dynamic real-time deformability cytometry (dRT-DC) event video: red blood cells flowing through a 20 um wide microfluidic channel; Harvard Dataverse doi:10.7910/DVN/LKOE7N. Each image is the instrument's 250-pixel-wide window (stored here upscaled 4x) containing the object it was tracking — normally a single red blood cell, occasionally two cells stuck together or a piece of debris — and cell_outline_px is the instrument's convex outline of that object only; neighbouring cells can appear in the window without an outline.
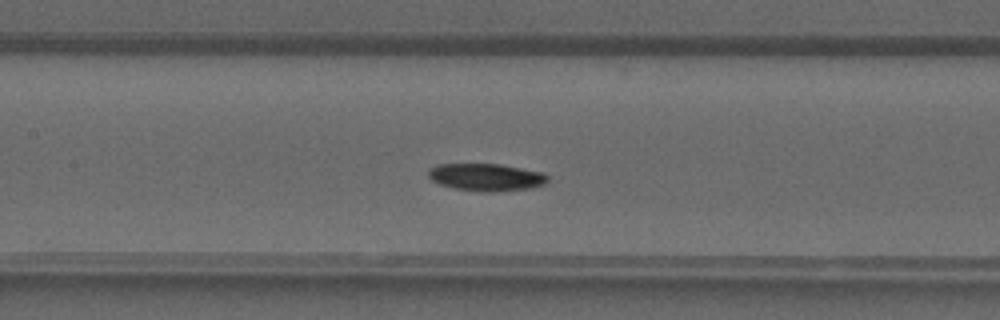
{"species": "common noctule bat (a hibernating species)", "species_latin": "Nyctalus noctula", "temperature_condition": "warm", "stored_images_in_passage": 39, "segment_of_instrument_passage": [1, 2], "camera_frame_rate_fps": 3000, "um_per_image_px": 0.085, "animal": {"sex": "male", "forearm_length_mm": 52.5}, "frame": {"image": 1, "passage_image": 16, "time_ms": 5.0, "image_size_px": [1000, 320], "cell_outline_px": [[548, 180], [544, 184], [532, 188], [492, 192], [484, 192], [452, 188], [440, 184], [432, 180], [428, 176], [428, 168], [436, 164], [500, 164], [544, 172], [548, 176]], "centroid_in_image_um": [41.32, 15.06], "position_along_channel_um": 166.1, "area_um2": 19.25}}
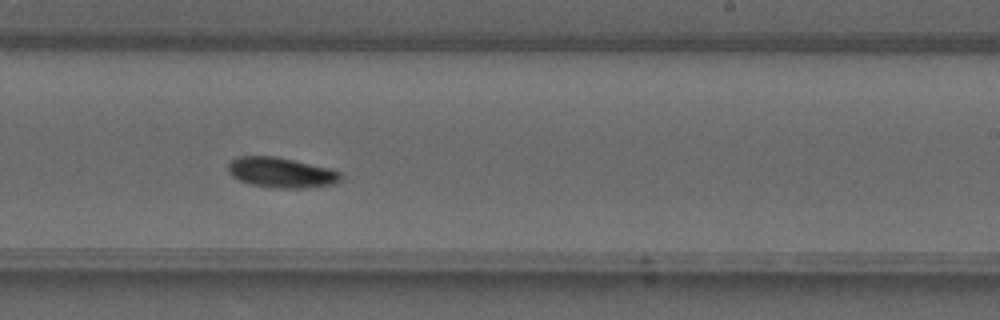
{"frame": {"image": 2, "passage_image": 22, "time_ms": 7.0, "image_size_px": [1000, 320], "cell_outline_px": [[344, 176], [336, 184], [300, 188], [276, 188], [248, 184], [232, 176], [228, 172], [228, 164], [232, 160], [240, 156], [276, 156], [328, 168], [340, 172]], "centroid_in_image_um": [23.9, 14.67], "position_along_channel_um": 265.1, "area_um2": 19.83}}
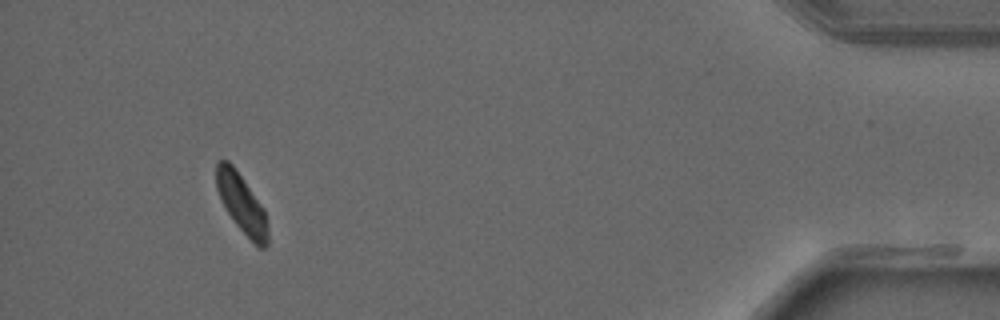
{"frame": {"image": 3, "passage_image": 35, "time_ms": 11.333, "image_size_px": [1000, 320], "cell_outline_px": [[268, 244], [264, 248], [260, 248], [236, 224], [228, 212], [216, 188], [216, 160], [228, 160], [232, 164], [264, 208], [268, 228]], "centroid_in_image_um": [20.54, 17.27], "position_along_channel_um": 414.7, "area_um2": 17.28}}